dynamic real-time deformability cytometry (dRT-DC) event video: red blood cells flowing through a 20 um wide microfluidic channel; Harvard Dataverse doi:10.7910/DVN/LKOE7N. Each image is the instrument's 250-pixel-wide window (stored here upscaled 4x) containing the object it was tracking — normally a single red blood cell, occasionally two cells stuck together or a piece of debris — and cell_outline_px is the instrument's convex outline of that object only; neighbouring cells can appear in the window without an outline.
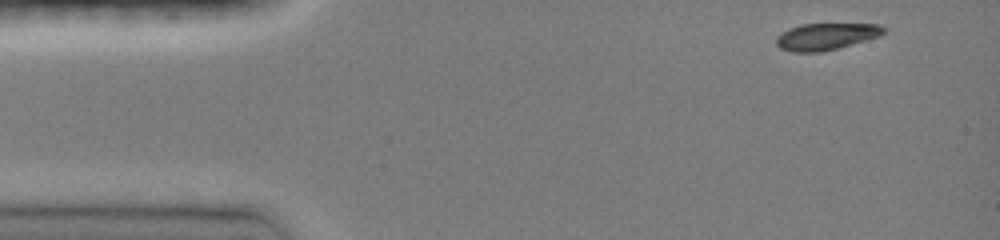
{"species": "common noctule bat (a hibernating species)", "species_latin": "Nyctalus noctula", "temperature_condition": "room temperature", "stored_images_in_passage": 42, "camera_frame_rate_fps": 3000, "um_per_image_px": 0.085, "animal": {"sex": "female", "body_mass_g": 19.0, "forearm_length_mm": 51.5}, "frame": {"image": 1, "passage_image": 1, "time_ms": 0.0, "image_size_px": [1000, 240], "cell_outline_px": [[888, 28], [880, 36], [836, 48], [820, 52], [792, 52], [780, 48], [776, 44], [776, 36], [788, 28], [800, 24], [880, 24]], "centroid_in_image_um": [70.2, 3.09], "position_along_channel_um": 14.8, "area_um2": 16.76}}
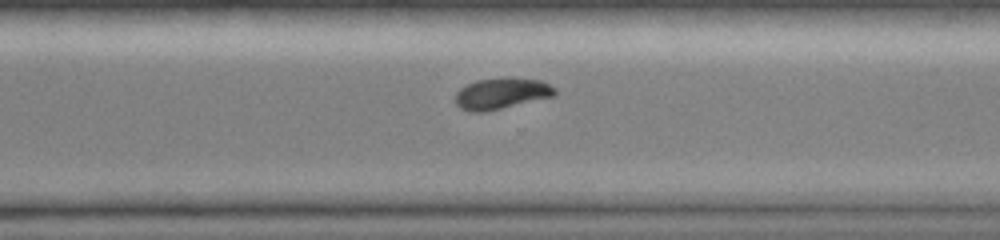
{"frame": {"image": 2, "passage_image": 31, "time_ms": 10.0, "image_size_px": [1000, 240], "cell_outline_px": [[556, 92], [552, 96], [484, 112], [468, 112], [460, 108], [456, 104], [456, 92], [460, 88], [476, 80], [540, 80], [556, 88]], "centroid_in_image_um": [42.56, 7.99], "position_along_channel_um": 328.0, "area_um2": 17.17}}
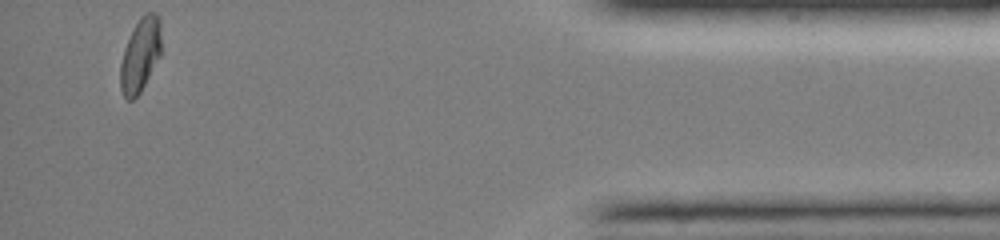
{"frame": {"image": 3, "passage_image": 42, "time_ms": 13.667, "image_size_px": [1000, 240], "cell_outline_px": [[160, 56], [140, 92], [132, 100], [128, 100], [124, 96], [120, 88], [120, 64], [124, 48], [140, 16], [148, 12], [156, 12], [160, 20]], "centroid_in_image_um": [11.92, 4.67], "position_along_channel_um": 423.3, "area_um2": 17.34}, "authors_computed_cell_mechanics": {"area_um2": 18.1203, "velocity_mm_per_s": 4.0295, "shape_relaxation_time_tau1_ms": 2.4625, "shape_relaxation_time_tau2_ms": null, "deformation_change_tau1": 0.1285, "deformation_change_tau2": null}}